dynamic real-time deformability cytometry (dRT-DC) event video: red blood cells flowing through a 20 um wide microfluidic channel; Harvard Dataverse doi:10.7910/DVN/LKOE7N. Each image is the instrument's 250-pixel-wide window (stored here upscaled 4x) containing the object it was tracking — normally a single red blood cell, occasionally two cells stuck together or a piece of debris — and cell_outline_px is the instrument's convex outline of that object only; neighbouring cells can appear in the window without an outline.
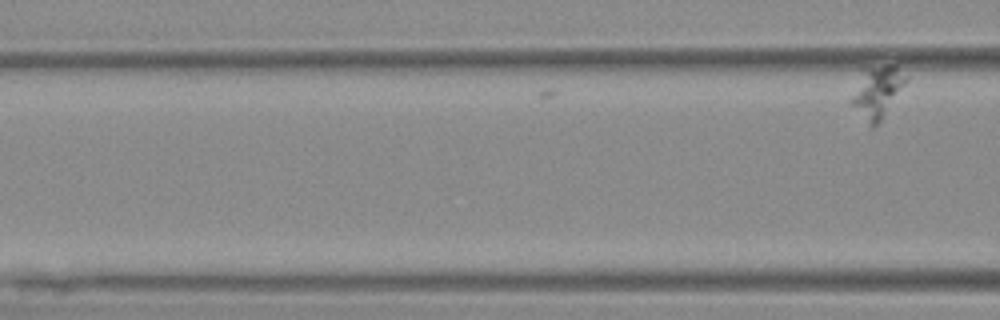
{"species": "Egyptian fruit bat (a non-hibernating species)", "species_latin": "Rousettus aegyptiacus", "temperature_condition": "warm", "stored_images_in_passage": 7, "camera_frame_rate_fps": 3000, "um_per_image_px": 0.085, "animal": {"sex": "female"}, "frame": {"image": 1, "passage_image": 7, "time_ms": 2.0, "image_size_px": [1000, 320], "cell_outline_px": [[908, 80], [880, 120], [872, 128], [848, 100], [868, 68], [884, 64], [896, 64], [908, 76]], "centroid_in_image_um": [74.61, 7.78], "position_along_channel_um": 92.0, "area_um2": 15.78}}